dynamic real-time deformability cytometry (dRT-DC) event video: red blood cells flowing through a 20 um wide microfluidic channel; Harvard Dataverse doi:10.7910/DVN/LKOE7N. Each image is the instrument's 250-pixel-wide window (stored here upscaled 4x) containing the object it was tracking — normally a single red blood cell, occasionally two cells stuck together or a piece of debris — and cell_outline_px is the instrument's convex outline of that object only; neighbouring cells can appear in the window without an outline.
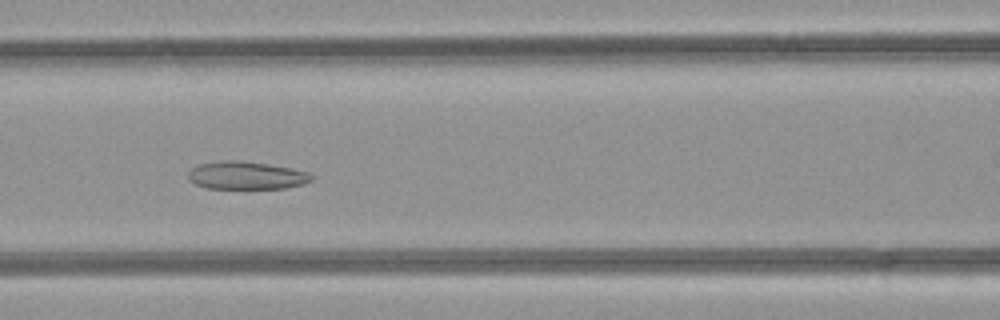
{"species": "common noctule bat (a hibernating species)", "species_latin": "Nyctalus noctula", "temperature_condition": "room temperature", "stored_images_in_passage": 50, "camera_frame_rate_fps": 3000, "um_per_image_px": 0.085, "animal": {"sex": "female", "body_mass_g": 21.9}, "frame": {"image": 1, "passage_image": 21, "time_ms": 6.667, "image_size_px": [1000, 320], "cell_outline_px": [[316, 176], [312, 180], [304, 184], [284, 188], [204, 188], [188, 180], [188, 172], [192, 168], [200, 164], [224, 160], [240, 160], [268, 164], [292, 168], [308, 172]], "centroid_in_image_um": [20.96, 14.91], "position_along_channel_um": 145.6, "area_um2": 20.11}}
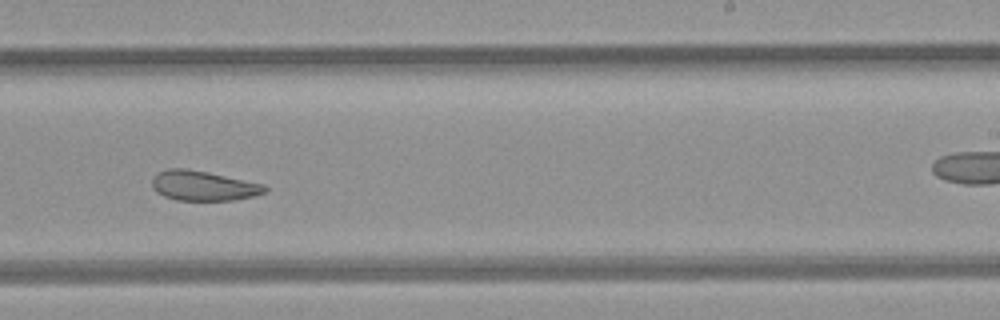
{"frame": {"image": 2, "passage_image": 30, "time_ms": 9.667, "image_size_px": [1000, 320], "cell_outline_px": [[268, 192], [256, 196], [236, 200], [176, 200], [164, 196], [156, 192], [152, 188], [152, 176], [156, 172], [168, 168], [188, 168], [208, 172], [264, 184], [268, 188]], "centroid_in_image_um": [17.28, 15.78], "position_along_channel_um": 271.7, "area_um2": 20.0}}
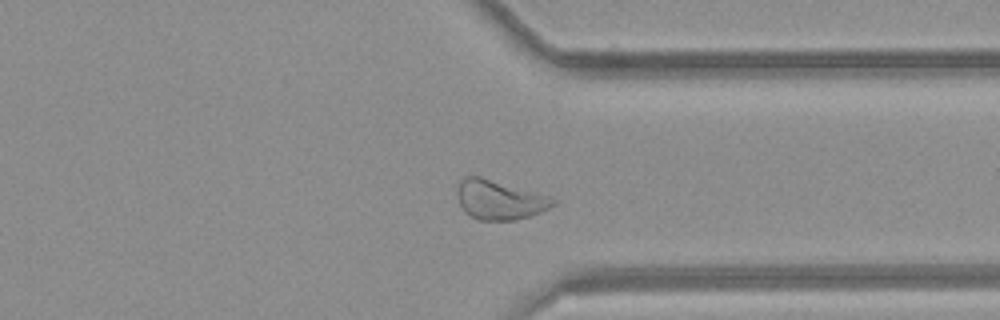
{"frame": {"image": 3, "passage_image": 37, "time_ms": 12.0, "image_size_px": [1000, 320], "cell_outline_px": [[556, 204], [532, 216], [516, 220], [480, 220], [464, 212], [456, 196], [456, 188], [460, 180], [464, 176], [480, 176], [548, 196], [556, 200]], "centroid_in_image_um": [42.41, 16.99], "position_along_channel_um": 369.0, "area_um2": 21.96}, "authors_computed_cell_mechanics": {"area_um2": 25.6054, "velocity_mm_per_s": 4.2227, "shape_relaxation_time_tau1_ms": null, "shape_relaxation_time_tau2_ms": 2.3233, "deformation_change_tau1": null, "deformation_change_tau2": 0.09}}